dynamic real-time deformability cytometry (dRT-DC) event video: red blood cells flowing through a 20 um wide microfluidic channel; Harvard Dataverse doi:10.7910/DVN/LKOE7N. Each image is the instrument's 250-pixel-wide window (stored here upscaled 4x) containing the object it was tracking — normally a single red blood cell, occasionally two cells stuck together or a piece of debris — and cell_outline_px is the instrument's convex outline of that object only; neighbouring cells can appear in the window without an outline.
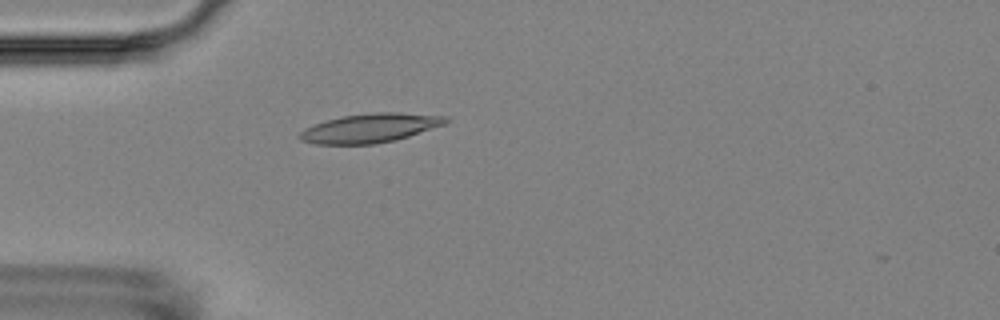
{"species": "Egyptian fruit bat (a non-hibernating species)", "species_latin": "Rousettus aegyptiacus", "temperature_condition": "room temperature", "stored_images_in_passage": 4, "camera_frame_rate_fps": 3000, "um_per_image_px": 0.085, "animal": {"sex": "female"}, "frame": {"image": 1, "passage_image": 4, "time_ms": 3.333, "image_size_px": [1000, 320], "cell_outline_px": [[452, 120], [448, 124], [396, 140], [376, 144], [316, 144], [300, 140], [300, 132], [304, 128], [328, 120], [344, 116], [376, 112], [400, 112], [448, 116]], "centroid_in_image_um": [31.57, 10.88], "position_along_channel_um": 53.4, "area_um2": 24.85}}